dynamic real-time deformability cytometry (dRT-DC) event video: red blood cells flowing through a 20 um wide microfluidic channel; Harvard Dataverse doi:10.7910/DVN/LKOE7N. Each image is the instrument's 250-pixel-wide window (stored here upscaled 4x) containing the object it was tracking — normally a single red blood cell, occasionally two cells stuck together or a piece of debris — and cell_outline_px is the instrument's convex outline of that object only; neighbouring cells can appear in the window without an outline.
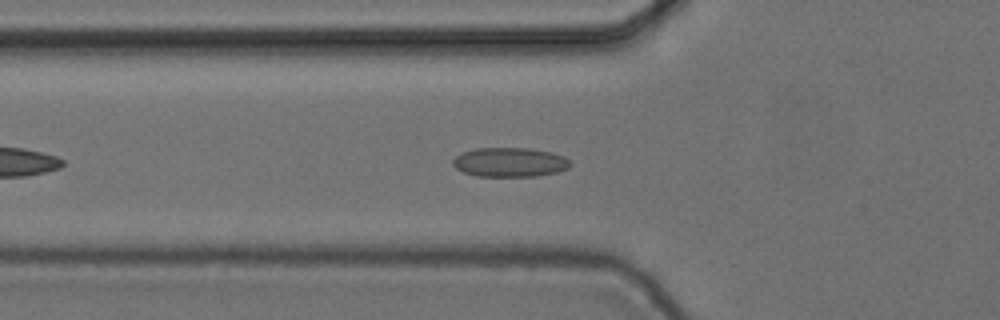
{"species": "common noctule bat (a hibernating species)", "species_latin": "Nyctalus noctula", "temperature_condition": "cold", "stored_images_in_passage": 44, "camera_frame_rate_fps": 3000, "um_per_image_px": 0.085, "animal": {"sex": "female", "body_mass_g": 24.6, "forearm_length_mm": 56.2}, "frame": {"image": 1, "passage_image": 8, "time_ms": 2.333, "image_size_px": [1000, 320], "cell_outline_px": [[572, 164], [568, 168], [556, 172], [536, 176], [476, 176], [464, 172], [456, 168], [452, 164], [452, 160], [456, 156], [464, 152], [476, 148], [528, 148], [552, 152], [564, 156]], "centroid_in_image_um": [43.34, 13.79], "position_along_channel_um": 82.5, "area_um2": 20.0}}
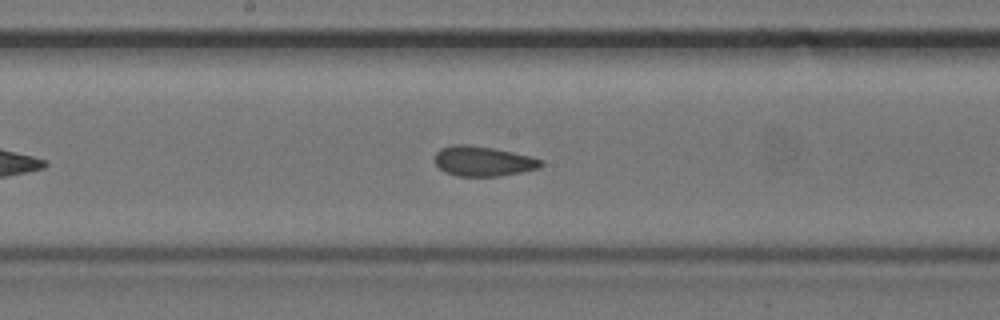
{"frame": {"image": 2, "passage_image": 18, "time_ms": 5.667, "image_size_px": [1000, 320], "cell_outline_px": [[544, 164], [540, 168], [500, 176], [460, 176], [444, 172], [432, 160], [436, 152], [440, 148], [452, 144], [468, 144], [492, 148], [532, 156], [544, 160]], "centroid_in_image_um": [41.05, 13.69], "position_along_channel_um": 207.1, "area_um2": 18.79}}
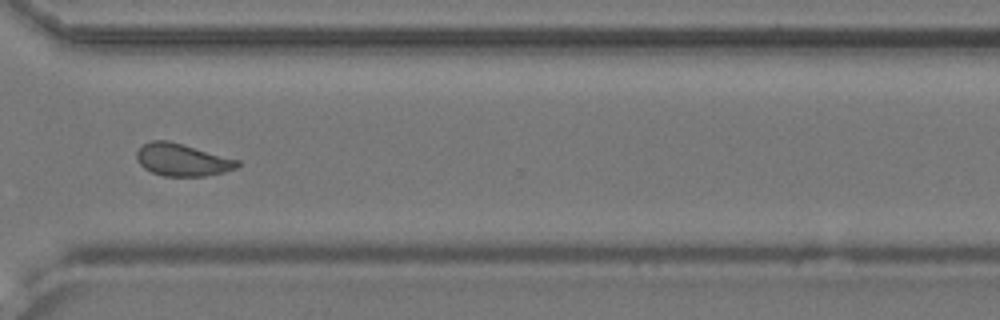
{"frame": {"image": 3, "passage_image": 30, "time_ms": 9.667, "image_size_px": [1000, 320], "cell_outline_px": [[240, 164], [236, 168], [224, 172], [204, 176], [164, 176], [152, 172], [144, 168], [136, 160], [136, 152], [144, 144], [152, 140], [168, 140], [240, 160]], "centroid_in_image_um": [15.49, 13.59], "position_along_channel_um": 355.1, "area_um2": 18.96}, "authors_computed_cell_mechanics": {"area_um2": 18.8139, "velocity_mm_per_s": 3.7102, "shape_relaxation_time_tau1_ms": null, "shape_relaxation_time_tau2_ms": 1.5941, "deformation_change_tau1": null, "deformation_change_tau2": 0.0757}}